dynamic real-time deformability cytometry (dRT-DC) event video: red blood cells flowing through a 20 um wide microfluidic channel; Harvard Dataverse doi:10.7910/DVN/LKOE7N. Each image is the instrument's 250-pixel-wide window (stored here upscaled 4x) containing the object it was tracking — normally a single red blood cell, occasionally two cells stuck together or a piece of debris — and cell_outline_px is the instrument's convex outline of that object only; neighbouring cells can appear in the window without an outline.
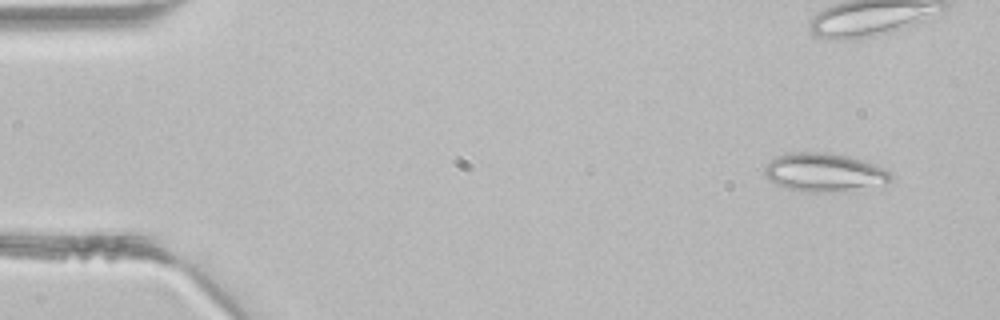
{"species": "common noctule bat (a hibernating species)", "species_latin": "Nyctalus noctula", "temperature_condition": "room temperature", "stored_images_in_passage": 4, "camera_frame_rate_fps": 3000, "um_per_image_px": 0.085, "animal": {"sex": "male", "body_mass_g": 21.5, "forearm_length_mm": 52.0}, "frame": {"image": 1, "passage_image": 1, "time_ms": 0.0, "image_size_px": [1000, 320], "cell_outline_px": [[892, 180], [852, 192], [808, 192], [788, 188], [776, 184], [768, 180], [764, 176], [764, 168], [776, 156], [788, 152], [828, 152], [848, 156], [876, 164], [884, 168], [892, 176]], "centroid_in_image_um": [70.05, 14.66], "position_along_channel_um": 15.0, "area_um2": 28.55}}